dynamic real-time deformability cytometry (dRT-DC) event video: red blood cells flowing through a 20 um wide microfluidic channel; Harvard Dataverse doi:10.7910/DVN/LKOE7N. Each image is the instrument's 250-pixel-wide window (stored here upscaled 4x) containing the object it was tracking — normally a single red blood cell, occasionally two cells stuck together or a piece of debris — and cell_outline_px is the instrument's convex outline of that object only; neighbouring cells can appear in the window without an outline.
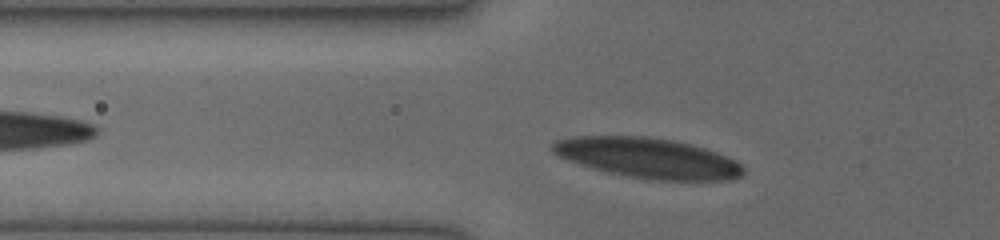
{"species": "human", "species_latin": "Homo sapiens", "temperature_condition": "cold", "stored_images_in_passage": 33, "camera_frame_rate_fps": 3000, "um_per_image_px": 0.085, "donor": {"sex": "female"}, "frame": {"image": 1, "passage_image": 7, "time_ms": 2.0, "image_size_px": [1000, 240], "cell_outline_px": [[744, 172], [740, 176], [732, 180], [652, 180], [628, 176], [608, 172], [592, 168], [568, 160], [552, 152], [548, 144], [556, 140], [572, 136], [648, 136], [672, 140], [692, 144], [716, 152], [736, 160], [744, 168]], "centroid_in_image_um": [55.05, 13.42], "position_along_channel_um": 70.7, "area_um2": 44.8}}
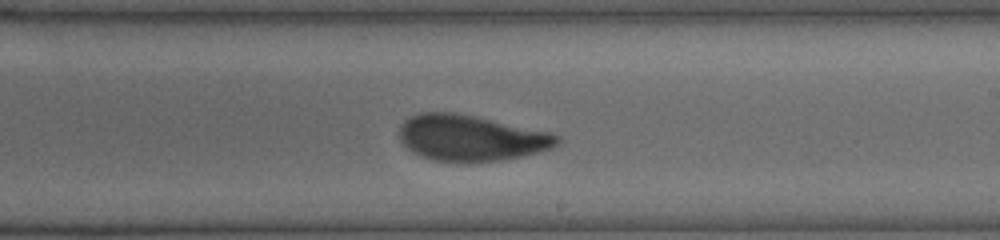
{"frame": {"image": 2, "passage_image": 20, "time_ms": 6.333, "image_size_px": [1000, 240], "cell_outline_px": [[560, 144], [552, 148], [520, 156], [500, 160], [464, 164], [432, 160], [420, 156], [412, 152], [400, 140], [400, 124], [404, 120], [420, 112], [456, 112], [476, 116], [552, 132], [560, 136]], "centroid_in_image_um": [40.03, 11.73], "position_along_channel_um": 249.0, "area_um2": 42.89}}
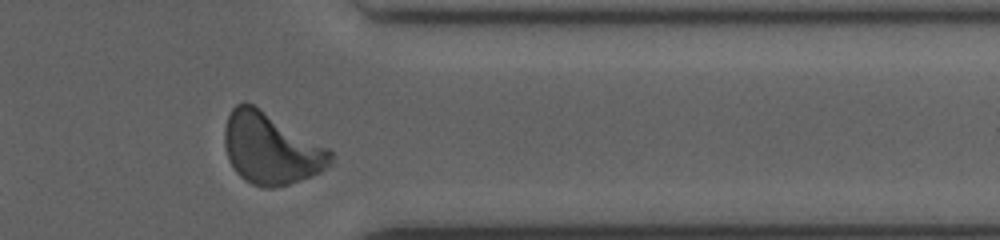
{"frame": {"image": 3, "passage_image": 30, "time_ms": 9.667, "image_size_px": [1000, 240], "cell_outline_px": [[332, 164], [320, 172], [312, 176], [288, 184], [272, 188], [264, 188], [252, 184], [244, 180], [236, 172], [228, 160], [224, 144], [224, 128], [228, 116], [232, 108], [236, 104], [252, 104], [260, 108], [328, 148], [332, 152]], "centroid_in_image_um": [23.01, 12.65], "position_along_channel_um": 388.4, "area_um2": 43.81}}